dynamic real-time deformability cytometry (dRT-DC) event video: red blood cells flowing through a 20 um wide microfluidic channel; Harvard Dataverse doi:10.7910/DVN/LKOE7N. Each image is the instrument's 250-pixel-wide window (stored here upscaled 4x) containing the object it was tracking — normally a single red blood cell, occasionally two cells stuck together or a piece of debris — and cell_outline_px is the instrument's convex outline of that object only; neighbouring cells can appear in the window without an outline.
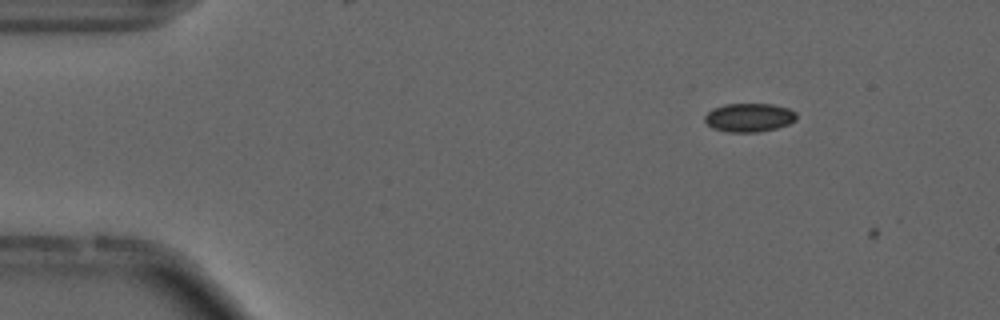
{"species": "common noctule bat (a hibernating species)", "species_latin": "Nyctalus noctula", "temperature_condition": "cold", "stored_images_in_passage": 3, "camera_frame_rate_fps": 3000, "um_per_image_px": 0.085, "animal": {"sex": "male", "forearm_length_mm": 52.5}, "frame": {"image": 1, "passage_image": 1, "time_ms": 0.0, "image_size_px": [1000, 320], "cell_outline_px": [[796, 120], [788, 124], [776, 128], [760, 132], [728, 132], [712, 128], [704, 120], [704, 116], [712, 108], [724, 104], [772, 104], [788, 108], [796, 112]], "centroid_in_image_um": [63.66, 9.99], "position_along_channel_um": 21.3, "area_um2": 15.37}}